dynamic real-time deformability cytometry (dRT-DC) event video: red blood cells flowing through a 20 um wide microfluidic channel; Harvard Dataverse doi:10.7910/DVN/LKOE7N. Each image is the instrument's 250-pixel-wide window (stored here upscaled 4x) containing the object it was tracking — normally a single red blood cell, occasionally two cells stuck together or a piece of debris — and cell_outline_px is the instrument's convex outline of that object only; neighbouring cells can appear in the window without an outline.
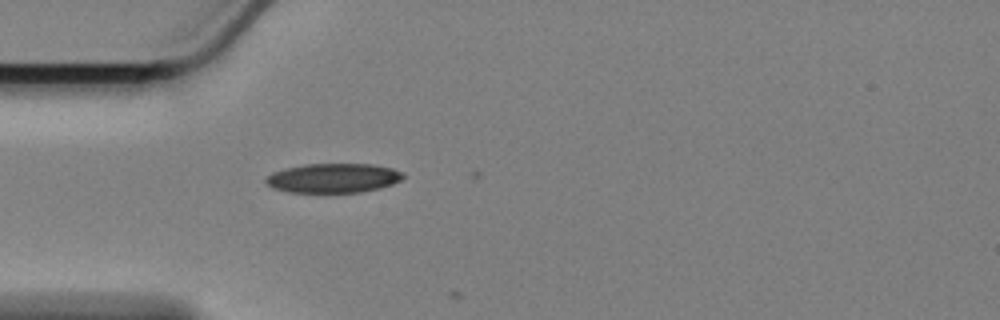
{"species": "Egyptian fruit bat (a non-hibernating species)", "species_latin": "Rousettus aegyptiacus", "temperature_condition": "cold", "stored_images_in_passage": 2, "camera_frame_rate_fps": 3000, "um_per_image_px": 0.085, "animal": {"sex": "female"}, "frame": {"image": 1, "passage_image": 1, "time_ms": 0.0, "image_size_px": [1000, 320], "cell_outline_px": [[404, 176], [400, 180], [392, 184], [380, 188], [360, 192], [288, 192], [272, 188], [264, 180], [264, 176], [272, 172], [284, 168], [304, 164], [372, 164], [392, 168], [404, 172]], "centroid_in_image_um": [28.29, 15.13], "position_along_channel_um": 56.7, "area_um2": 23.64}}